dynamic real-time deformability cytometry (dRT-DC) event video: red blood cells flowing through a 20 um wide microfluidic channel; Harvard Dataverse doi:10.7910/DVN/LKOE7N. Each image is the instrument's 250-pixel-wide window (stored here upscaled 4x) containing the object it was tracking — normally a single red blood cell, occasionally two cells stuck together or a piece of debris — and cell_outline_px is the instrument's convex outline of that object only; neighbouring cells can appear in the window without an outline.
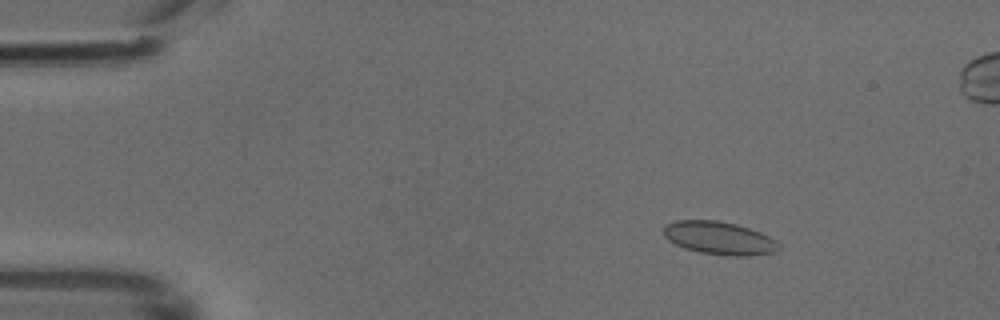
{"species": "common noctule bat (a hibernating species)", "species_latin": "Nyctalus noctula", "temperature_condition": "cold", "stored_images_in_passage": 50, "camera_frame_rate_fps": 3000, "um_per_image_px": 0.085, "animal": {"sex": "male", "body_mass_g": 18.8}, "frame": {"image": 1, "passage_image": 7, "time_ms": 2.0, "image_size_px": [1000, 320], "cell_outline_px": [[780, 248], [776, 252], [748, 256], [728, 256], [700, 252], [684, 248], [668, 240], [664, 236], [664, 228], [668, 224], [676, 220], [716, 220], [736, 224], [760, 232], [776, 240], [780, 244]], "centroid_in_image_um": [61.16, 20.24], "position_along_channel_um": 23.8, "area_um2": 22.14}}
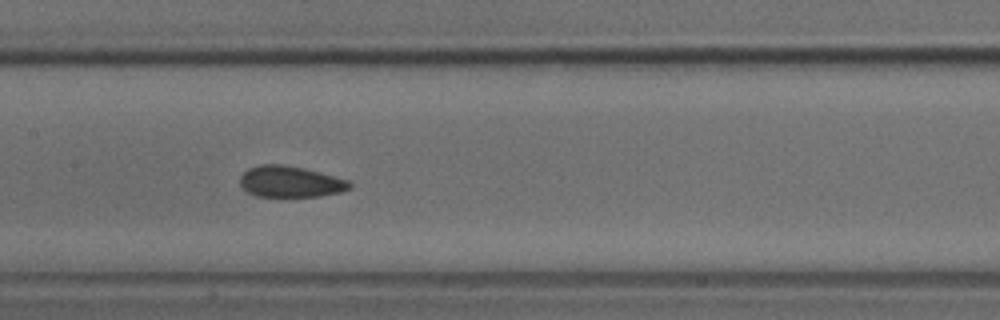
{"frame": {"image": 2, "passage_image": 24, "time_ms": 7.667, "image_size_px": [1000, 320], "cell_outline_px": [[352, 188], [340, 192], [320, 196], [256, 196], [248, 192], [240, 184], [240, 176], [248, 168], [260, 164], [284, 164], [304, 168], [320, 172], [348, 180], [352, 184]], "centroid_in_image_um": [24.68, 15.43], "position_along_channel_um": 182.7, "area_um2": 19.94}}
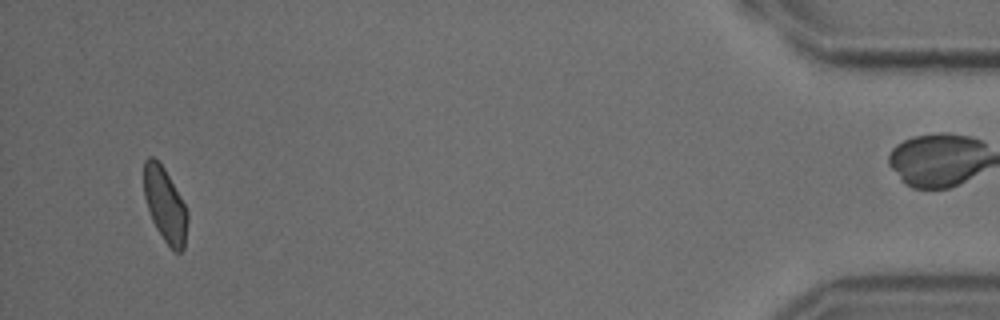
{"frame": {"image": 3, "passage_image": 47, "time_ms": 15.333, "image_size_px": [1000, 320], "cell_outline_px": [[188, 220], [184, 248], [180, 252], [176, 252], [164, 240], [156, 228], [152, 220], [144, 196], [144, 160], [148, 156], [152, 156], [164, 168], [180, 196], [188, 212]], "centroid_in_image_um": [14.03, 17.41], "position_along_channel_um": 421.2, "area_um2": 18.67}}